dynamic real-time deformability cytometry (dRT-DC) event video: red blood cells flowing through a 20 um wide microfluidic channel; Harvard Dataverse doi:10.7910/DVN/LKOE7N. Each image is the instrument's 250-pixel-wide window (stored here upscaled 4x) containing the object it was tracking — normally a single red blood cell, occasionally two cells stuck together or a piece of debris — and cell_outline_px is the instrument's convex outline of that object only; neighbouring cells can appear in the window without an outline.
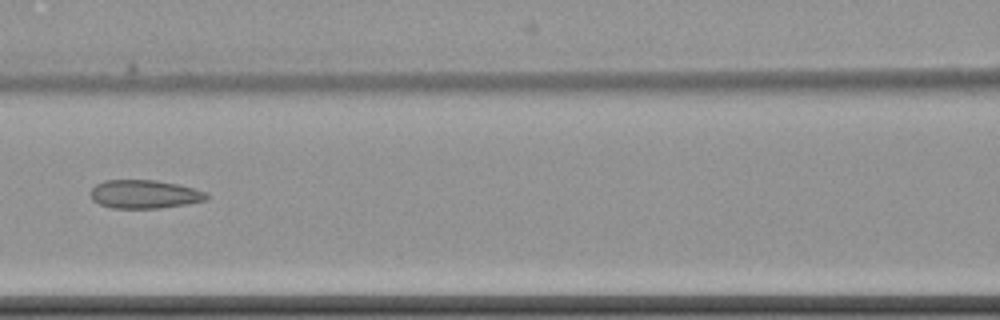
{"species": "common noctule bat (a hibernating species)", "species_latin": "Nyctalus noctula", "temperature_condition": "cold", "stored_images_in_passage": 11, "camera_frame_rate_fps": 3000, "um_per_image_px": 0.085, "animal": {"sex": "female", "body_mass_g": 22.7, "forearm_length_mm": 54.2}, "frame": {"image": 1, "passage_image": 8, "time_ms": 9.333, "image_size_px": [1000, 320], "cell_outline_px": [[208, 200], [160, 208], [112, 208], [100, 204], [92, 200], [92, 188], [96, 184], [104, 180], [156, 180], [176, 184], [208, 192]], "centroid_in_image_um": [12.29, 16.5], "position_along_channel_um": 154.3, "area_um2": 19.13}}
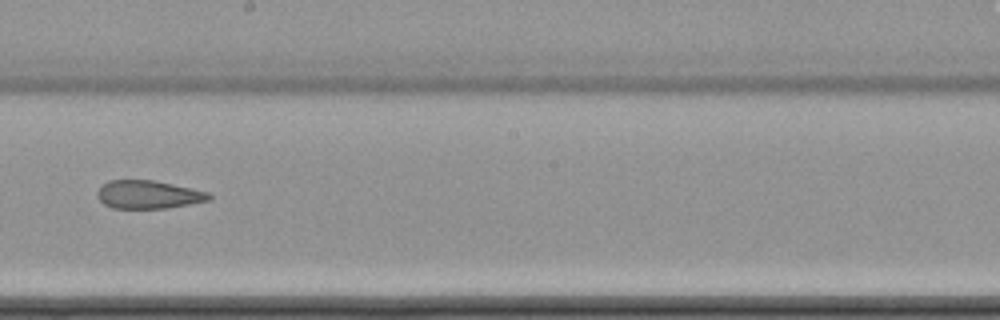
{"frame": {"image": 2, "passage_image": 10, "time_ms": 11.667, "image_size_px": [1000, 320], "cell_outline_px": [[212, 200], [168, 208], [112, 208], [104, 204], [100, 200], [96, 192], [100, 184], [108, 180], [156, 180], [208, 192], [212, 196]], "centroid_in_image_um": [12.6, 16.53], "position_along_channel_um": 235.6, "area_um2": 18.55}}
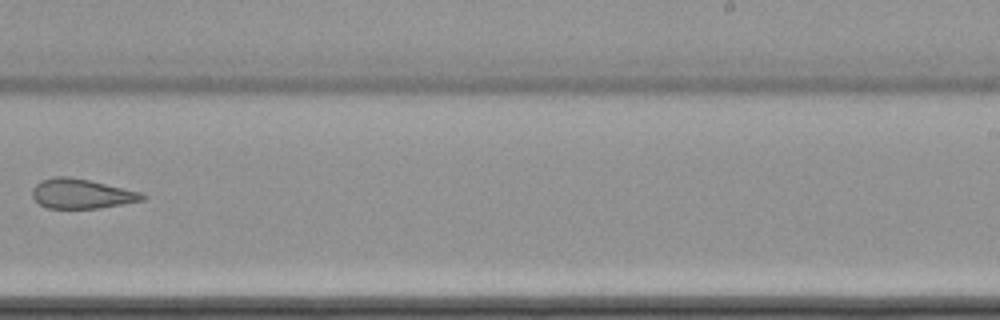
{"frame": {"image": 3, "passage_image": 11, "time_ms": 13.0, "image_size_px": [1000, 320], "cell_outline_px": [[148, 196], [144, 200], [124, 204], [100, 208], [48, 208], [40, 204], [32, 196], [32, 188], [40, 180], [52, 176], [68, 176], [88, 180], [140, 192]], "centroid_in_image_um": [6.92, 16.46], "position_along_channel_um": 282.1, "area_um2": 19.02}}